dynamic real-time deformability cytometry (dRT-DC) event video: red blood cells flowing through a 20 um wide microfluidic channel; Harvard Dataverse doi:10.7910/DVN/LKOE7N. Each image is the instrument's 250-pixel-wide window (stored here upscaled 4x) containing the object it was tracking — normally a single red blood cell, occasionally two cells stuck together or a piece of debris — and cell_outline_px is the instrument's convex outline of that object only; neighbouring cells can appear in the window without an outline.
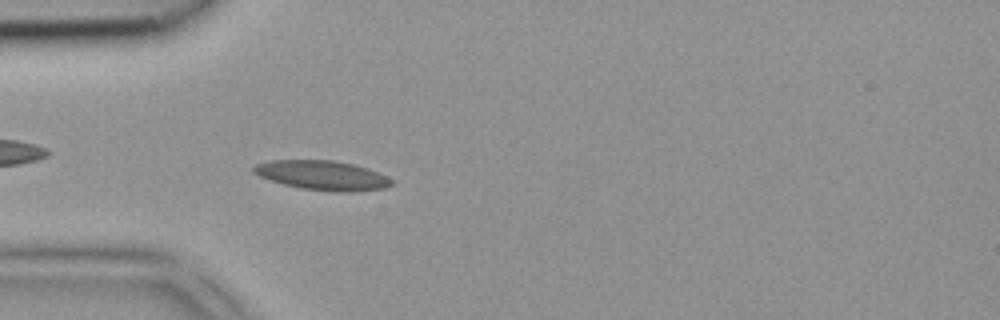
{"species": "common noctule bat (a hibernating species)", "species_latin": "Nyctalus noctula", "temperature_condition": "room temperature", "stored_images_in_passage": 4, "camera_frame_rate_fps": 3000, "um_per_image_px": 0.085, "animal": {"sex": "female", "body_mass_g": 18.4}, "frame": {"image": 1, "passage_image": 4, "time_ms": 1.0, "image_size_px": [1000, 320], "cell_outline_px": [[396, 184], [384, 188], [348, 192], [336, 192], [300, 188], [284, 184], [260, 176], [252, 172], [252, 168], [256, 164], [272, 160], [332, 160], [352, 164], [368, 168], [392, 180]], "centroid_in_image_um": [27.4, 14.9], "position_along_channel_um": 57.6, "area_um2": 23.47}}